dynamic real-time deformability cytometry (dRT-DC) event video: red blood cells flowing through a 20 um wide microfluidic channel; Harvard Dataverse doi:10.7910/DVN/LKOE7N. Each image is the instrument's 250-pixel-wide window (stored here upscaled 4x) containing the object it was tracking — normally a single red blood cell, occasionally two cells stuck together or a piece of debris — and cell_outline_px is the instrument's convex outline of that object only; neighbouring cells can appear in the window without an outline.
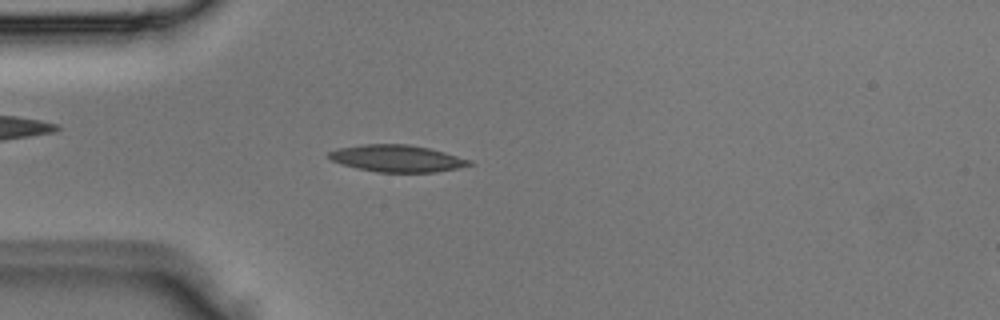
{"species": "Egyptian fruit bat (a non-hibernating species)", "species_latin": "Rousettus aegyptiacus", "temperature_condition": "room temperature", "stored_images_in_passage": 4, "camera_frame_rate_fps": 3000, "um_per_image_px": 0.085, "animal": {"sex": "male"}, "frame": {"image": 1, "passage_image": 4, "time_ms": 1.0, "image_size_px": [1000, 320], "cell_outline_px": [[472, 164], [456, 168], [436, 172], [376, 172], [356, 168], [332, 160], [328, 156], [328, 152], [336, 148], [364, 144], [408, 144], [428, 148], [444, 152], [468, 160]], "centroid_in_image_um": [33.68, 13.46], "position_along_channel_um": 51.3, "area_um2": 21.73}}